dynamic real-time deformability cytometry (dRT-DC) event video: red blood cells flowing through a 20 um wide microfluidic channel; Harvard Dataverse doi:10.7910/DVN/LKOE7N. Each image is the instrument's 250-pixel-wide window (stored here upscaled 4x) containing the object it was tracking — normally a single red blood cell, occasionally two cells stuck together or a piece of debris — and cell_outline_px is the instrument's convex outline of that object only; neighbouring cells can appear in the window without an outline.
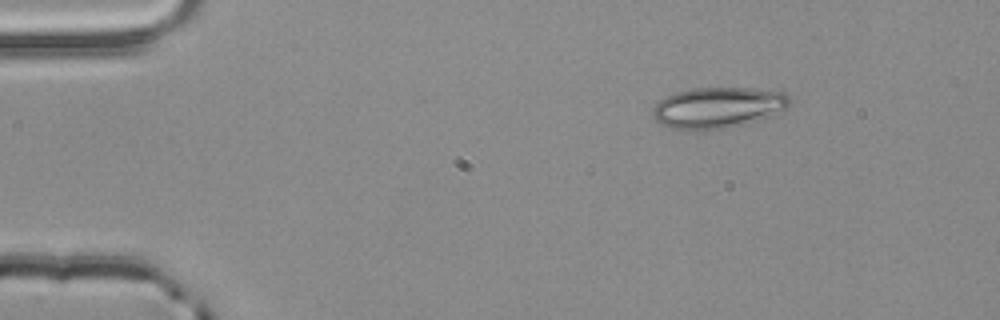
{"species": "common noctule bat (a hibernating species)", "species_latin": "Nyctalus noctula", "temperature_condition": "room temperature", "stored_images_in_passage": 3, "camera_frame_rate_fps": 3000, "um_per_image_px": 0.085, "animal": {"sex": "male", "body_mass_g": 20.4}, "frame": {"image": 1, "passage_image": 1, "time_ms": 0.0, "image_size_px": [1000, 320], "cell_outline_px": [[792, 100], [784, 108], [772, 116], [724, 128], [672, 128], [660, 124], [652, 116], [652, 112], [656, 104], [660, 100], [676, 92], [692, 88], [752, 88], [784, 92]], "centroid_in_image_um": [61.03, 9.11], "position_along_channel_um": 24.0, "area_um2": 31.91}}